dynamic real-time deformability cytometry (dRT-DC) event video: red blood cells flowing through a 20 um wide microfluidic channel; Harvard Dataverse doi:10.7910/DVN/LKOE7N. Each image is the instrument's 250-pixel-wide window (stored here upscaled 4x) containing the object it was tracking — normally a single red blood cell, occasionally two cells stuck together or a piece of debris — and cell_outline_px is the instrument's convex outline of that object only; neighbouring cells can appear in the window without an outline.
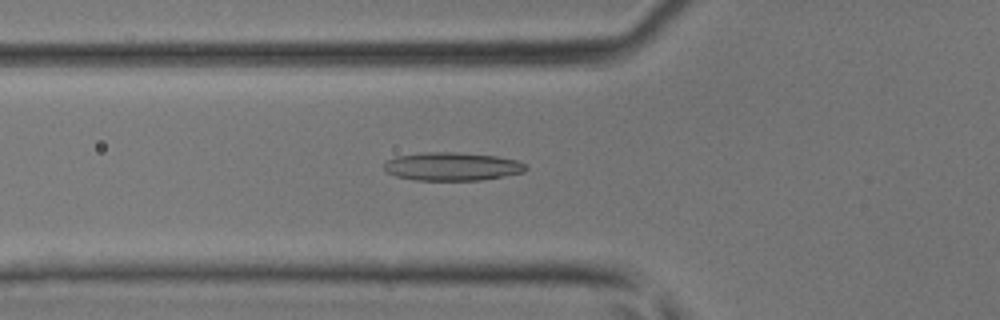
{"species": "common noctule bat (a hibernating species)", "species_latin": "Nyctalus noctula", "temperature_condition": "room temperature", "stored_images_in_passage": 46, "camera_frame_rate_fps": 3000, "um_per_image_px": 0.085, "animal": {"sex": "male", "body_mass_g": 17.9, "forearm_length_mm": 54.2}, "frame": {"image": 1, "passage_image": 17, "time_ms": 5.333, "image_size_px": [1000, 320], "cell_outline_px": [[528, 168], [524, 172], [480, 180], [416, 180], [396, 176], [388, 172], [384, 168], [384, 164], [388, 160], [396, 156], [424, 152], [456, 152], [496, 156], [516, 160], [524, 164]], "centroid_in_image_um": [38.42, 14.14], "position_along_channel_um": 87.4, "area_um2": 23.18}}
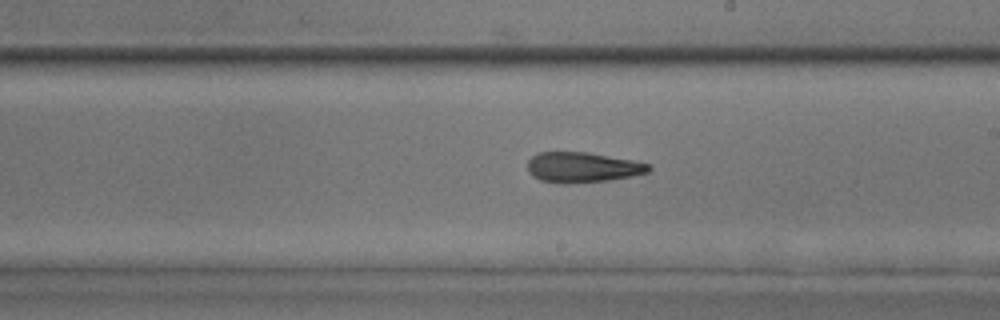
{"frame": {"image": 2, "passage_image": 27, "time_ms": 8.667, "image_size_px": [1000, 320], "cell_outline_px": [[652, 168], [648, 172], [632, 176], [608, 180], [540, 180], [532, 176], [528, 172], [528, 160], [536, 152], [588, 152], [632, 160], [652, 164]], "centroid_in_image_um": [49.55, 14.16], "position_along_channel_um": 239.4, "area_um2": 20.52}}
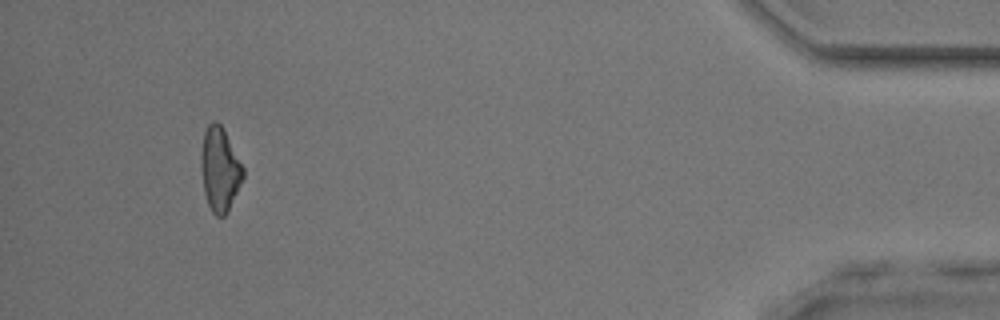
{"frame": {"image": 3, "passage_image": 43, "time_ms": 14.0, "image_size_px": [1000, 320], "cell_outline_px": [[244, 176], [228, 212], [224, 216], [216, 216], [212, 212], [208, 204], [204, 192], [200, 168], [200, 160], [204, 132], [208, 124], [212, 120], [216, 120], [220, 124], [244, 168]], "centroid_in_image_um": [18.67, 14.41], "position_along_channel_um": 416.5, "area_um2": 20.46}}